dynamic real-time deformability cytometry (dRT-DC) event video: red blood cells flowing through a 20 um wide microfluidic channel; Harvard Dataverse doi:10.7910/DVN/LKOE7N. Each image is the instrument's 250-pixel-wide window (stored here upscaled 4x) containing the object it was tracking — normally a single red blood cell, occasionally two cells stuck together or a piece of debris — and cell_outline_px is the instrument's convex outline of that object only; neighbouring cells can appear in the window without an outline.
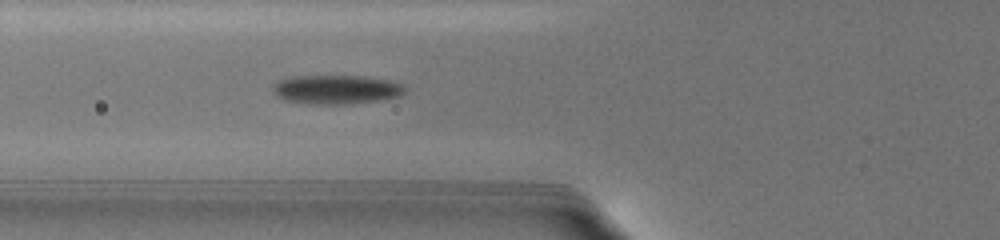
{"species": "common noctule bat (a hibernating species)", "species_latin": "Nyctalus noctula", "temperature_condition": "warm", "stored_images_in_passage": 42, "camera_frame_rate_fps": 3000, "um_per_image_px": 0.085, "animal": {"sex": "female", "body_mass_g": 19.5, "forearm_length_mm": 54.1}, "frame": {"image": 1, "passage_image": 41, "time_ms": 7.667, "image_size_px": [1000, 240], "cell_outline_px": [[408, 88], [400, 96], [376, 100], [348, 104], [312, 104], [284, 100], [276, 96], [272, 92], [272, 88], [280, 80], [292, 76], [364, 76], [388, 80], [404, 84]], "centroid_in_image_um": [28.59, 7.6], "position_along_channel_um": 97.2, "area_um2": 22.37}}